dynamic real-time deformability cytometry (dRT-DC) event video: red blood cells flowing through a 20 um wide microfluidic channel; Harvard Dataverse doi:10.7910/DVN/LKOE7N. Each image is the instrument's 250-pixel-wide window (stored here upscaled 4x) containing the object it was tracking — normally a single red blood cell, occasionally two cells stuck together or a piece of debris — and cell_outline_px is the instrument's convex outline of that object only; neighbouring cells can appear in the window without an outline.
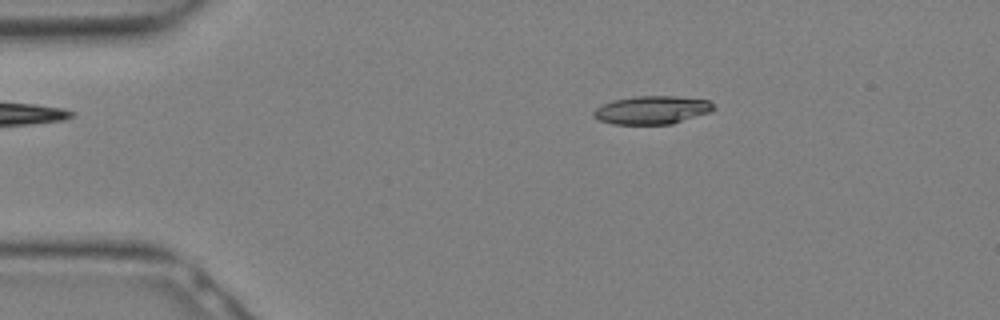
{"species": "Egyptian fruit bat (a non-hibernating species)", "species_latin": "Rousettus aegyptiacus", "temperature_condition": "warm", "stored_images_in_passage": 10, "camera_frame_rate_fps": 3000, "um_per_image_px": 0.085, "animal": {"sex": "female"}, "frame": {"image": 1, "passage_image": 1, "time_ms": 0.0, "image_size_px": [1000, 320], "cell_outline_px": [[716, 108], [708, 112], [672, 124], [612, 124], [600, 120], [592, 116], [592, 112], [596, 108], [612, 100], [636, 96], [676, 96], [708, 100]], "centroid_in_image_um": [55.38, 9.35], "position_along_channel_um": 29.6, "area_um2": 19.59}}
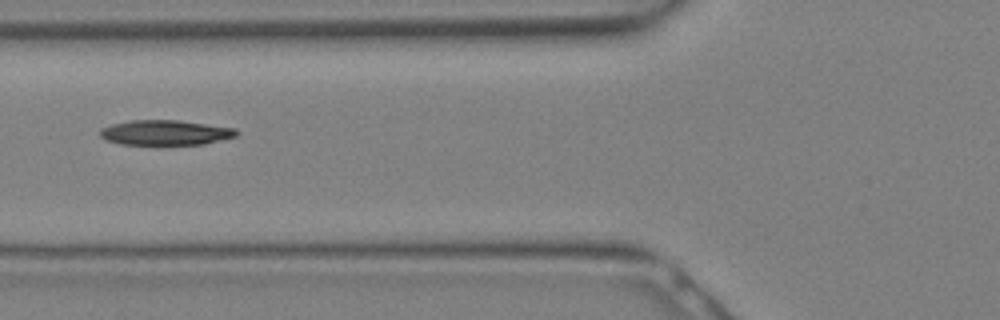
{"frame": {"image": 2, "passage_image": 7, "time_ms": 2.0, "image_size_px": [1000, 320], "cell_outline_px": [[240, 132], [236, 136], [204, 144], [164, 148], [120, 144], [104, 140], [100, 136], [100, 128], [112, 124], [132, 120], [180, 120], [236, 128]], "centroid_in_image_um": [14.04, 11.33], "position_along_channel_um": 111.8, "area_um2": 21.15}}
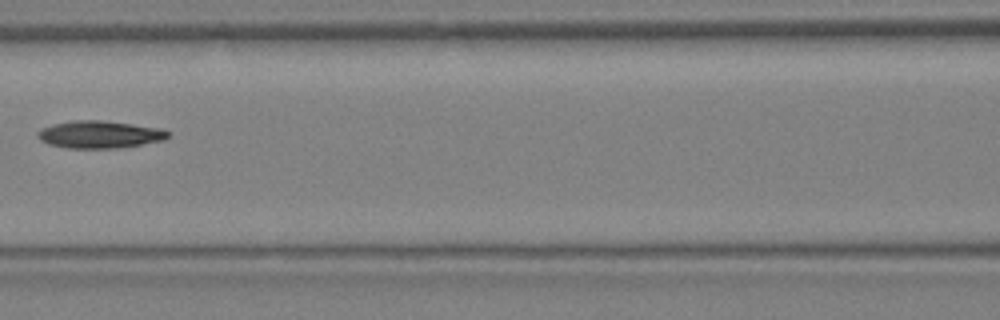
{"frame": {"image": 3, "passage_image": 9, "time_ms": 2.667, "image_size_px": [1000, 320], "cell_outline_px": [[168, 136], [164, 140], [120, 148], [68, 148], [48, 144], [40, 140], [36, 136], [36, 132], [40, 128], [52, 124], [72, 120], [100, 120], [160, 128], [168, 132]], "centroid_in_image_um": [8.39, 11.43], "position_along_channel_um": 158.2, "area_um2": 20.81}}